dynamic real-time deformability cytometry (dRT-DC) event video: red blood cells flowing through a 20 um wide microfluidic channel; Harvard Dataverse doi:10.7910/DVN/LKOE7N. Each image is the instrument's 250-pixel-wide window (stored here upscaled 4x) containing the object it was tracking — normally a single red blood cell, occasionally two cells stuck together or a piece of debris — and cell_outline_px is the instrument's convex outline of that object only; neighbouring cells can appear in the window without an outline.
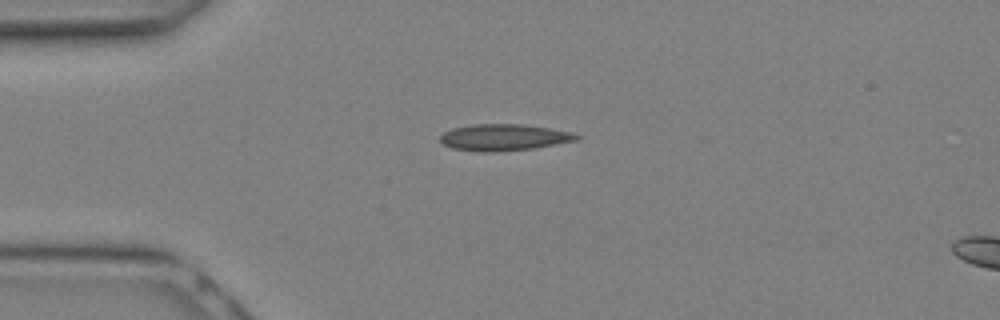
{"species": "Egyptian fruit bat (a non-hibernating species)", "species_latin": "Rousettus aegyptiacus", "temperature_condition": "warm", "stored_images_in_passage": 3, "camera_frame_rate_fps": 3000, "um_per_image_px": 0.085, "animal": {"sex": "female"}, "frame": {"image": 1, "passage_image": 1, "time_ms": 0.0, "image_size_px": [1000, 320], "cell_outline_px": [[584, 136], [576, 140], [532, 148], [496, 152], [480, 152], [452, 148], [444, 144], [440, 140], [440, 136], [444, 132], [452, 128], [472, 124], [524, 124], [572, 132]], "centroid_in_image_um": [42.82, 11.67], "position_along_channel_um": 42.2, "area_um2": 21.04}}